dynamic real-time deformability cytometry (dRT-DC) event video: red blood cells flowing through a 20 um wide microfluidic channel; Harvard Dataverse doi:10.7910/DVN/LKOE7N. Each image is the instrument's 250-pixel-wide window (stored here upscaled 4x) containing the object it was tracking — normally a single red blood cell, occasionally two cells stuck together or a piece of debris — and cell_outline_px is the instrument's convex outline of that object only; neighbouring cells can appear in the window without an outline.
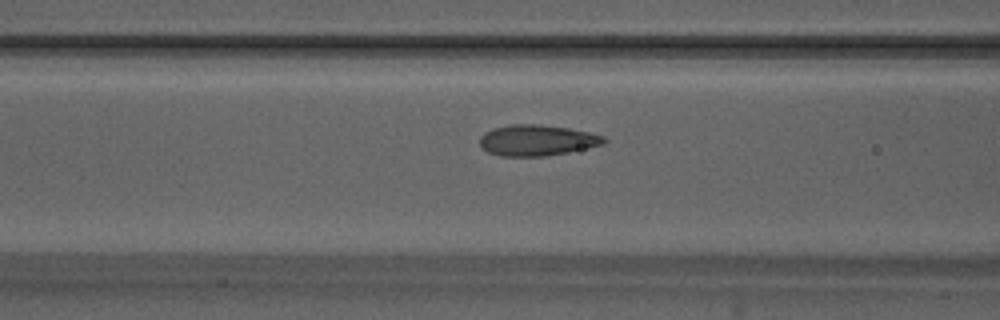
{"species": "Egyptian fruit bat (a non-hibernating species)", "species_latin": "Rousettus aegyptiacus", "temperature_condition": "warm", "stored_images_in_passage": 53, "camera_frame_rate_fps": 3000, "um_per_image_px": 0.085, "animal": {"sex": "male"}, "frame": {"image": 1, "passage_image": 21, "time_ms": 6.667, "image_size_px": [1000, 320], "cell_outline_px": [[608, 140], [604, 144], [568, 152], [544, 156], [500, 156], [488, 152], [480, 144], [480, 136], [484, 132], [492, 128], [512, 124], [540, 124], [568, 128], [588, 132], [604, 136]], "centroid_in_image_um": [45.64, 11.92], "position_along_channel_um": 121.0, "area_um2": 22.37}}
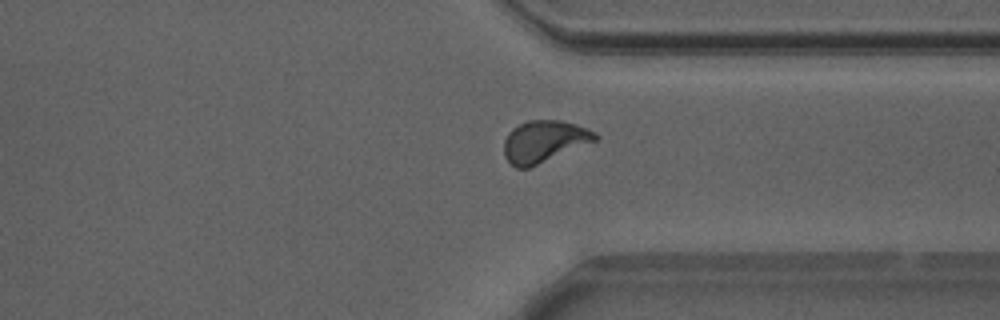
{"frame": {"image": 2, "passage_image": 40, "time_ms": 13.0, "image_size_px": [1000, 320], "cell_outline_px": [[600, 136], [596, 140], [528, 168], [516, 168], [504, 156], [504, 140], [508, 132], [512, 128], [528, 120], [560, 120], [576, 124], [588, 128], [596, 132]], "centroid_in_image_um": [46.24, 12.0], "position_along_channel_um": 365.2, "area_um2": 22.08}}
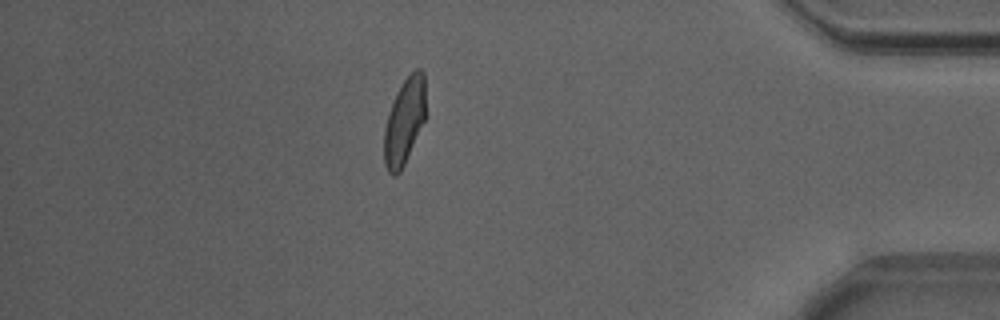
{"frame": {"image": 3, "passage_image": 46, "time_ms": 15.0, "image_size_px": [1000, 320], "cell_outline_px": [[424, 120], [404, 164], [400, 172], [396, 176], [392, 176], [388, 172], [384, 160], [384, 128], [388, 112], [396, 92], [404, 80], [416, 68], [420, 68], [424, 72]], "centroid_in_image_um": [34.34, 10.32], "position_along_channel_um": 400.9, "area_um2": 20.58}, "authors_computed_cell_mechanics": {"area_um2": 21.5594, "velocity_mm_per_s": 3.8574, "shape_relaxation_time_tau1_ms": 4.4105, "shape_relaxation_time_tau2_ms": 0.7055, "deformation_change_tau1": 0.1587, "deformation_change_tau2": 0.052}}